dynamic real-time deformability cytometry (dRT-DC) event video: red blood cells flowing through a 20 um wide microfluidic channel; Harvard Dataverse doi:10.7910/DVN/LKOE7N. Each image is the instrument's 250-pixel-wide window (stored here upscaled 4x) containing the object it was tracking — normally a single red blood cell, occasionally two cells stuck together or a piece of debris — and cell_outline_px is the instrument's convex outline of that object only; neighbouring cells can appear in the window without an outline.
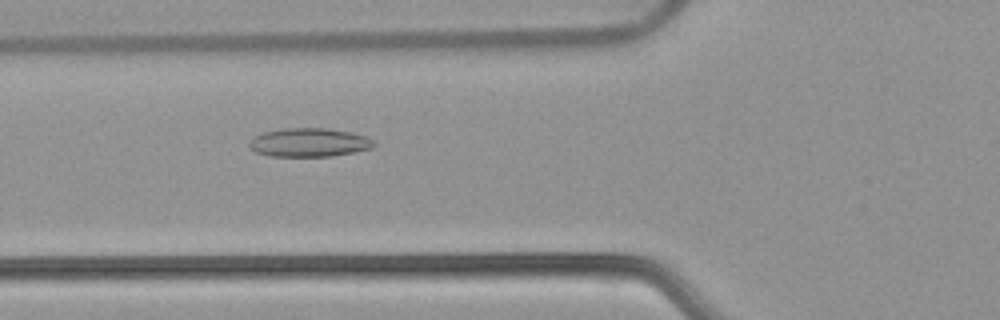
{"species": "common noctule bat (a hibernating species)", "species_latin": "Nyctalus noctula", "temperature_condition": "warm", "stored_images_in_passage": 55, "camera_frame_rate_fps": 3000, "um_per_image_px": 0.085, "animal": {"sex": "female", "body_mass_g": 22.7, "forearm_length_mm": 54.2}, "frame": {"image": 1, "passage_image": 20, "time_ms": 6.333, "image_size_px": [1000, 320], "cell_outline_px": [[376, 144], [372, 148], [332, 156], [268, 156], [256, 152], [248, 148], [248, 140], [252, 136], [264, 132], [284, 128], [328, 128], [352, 132], [368, 136]], "centroid_in_image_um": [26.24, 12.1], "position_along_channel_um": 99.6, "area_um2": 21.1}}
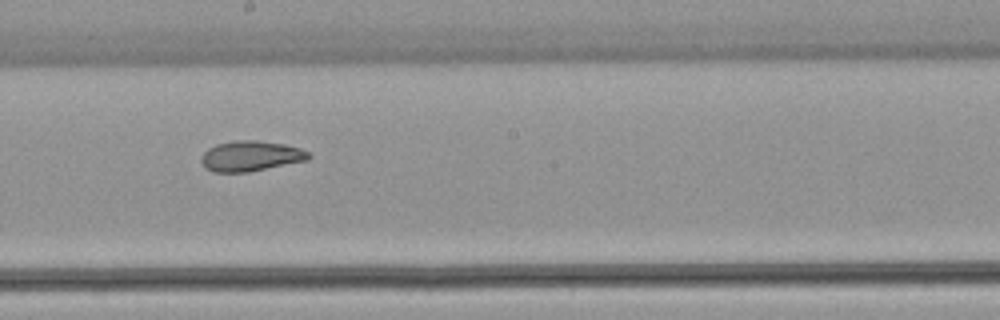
{"frame": {"image": 2, "passage_image": 30, "time_ms": 9.667, "image_size_px": [1000, 320], "cell_outline_px": [[312, 156], [308, 160], [248, 172], [212, 172], [204, 168], [200, 160], [200, 156], [208, 148], [216, 144], [236, 140], [256, 140], [284, 144], [300, 148], [308, 152]], "centroid_in_image_um": [21.28, 13.26], "position_along_channel_um": 226.9, "area_um2": 19.13}}
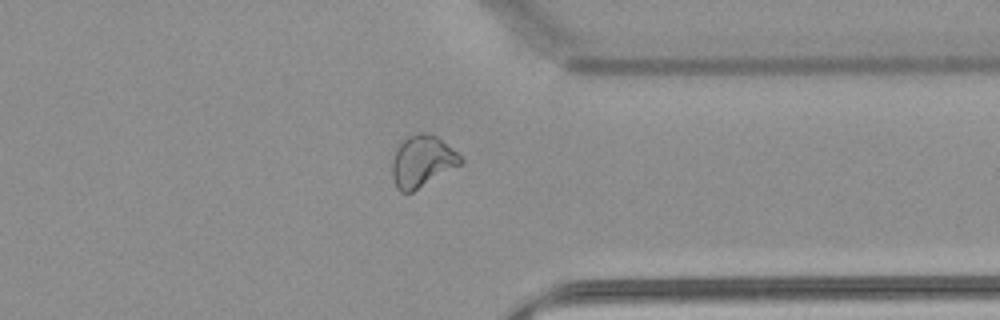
{"frame": {"image": 3, "passage_image": 42, "time_ms": 13.667, "image_size_px": [1000, 320], "cell_outline_px": [[464, 160], [460, 164], [412, 192], [400, 192], [396, 188], [392, 176], [392, 160], [396, 148], [408, 136], [420, 132], [428, 132], [436, 136], [452, 148]], "centroid_in_image_um": [35.85, 13.7], "position_along_channel_um": 375.6, "area_um2": 20.29}, "authors_computed_cell_mechanics": {"area_um2": 21.6172, "velocity_mm_per_s": 3.819, "shape_relaxation_time_tau1_ms": null, "shape_relaxation_time_tau2_ms": 2.5613, "deformation_change_tau1": null, "deformation_change_tau2": 0.0791}}